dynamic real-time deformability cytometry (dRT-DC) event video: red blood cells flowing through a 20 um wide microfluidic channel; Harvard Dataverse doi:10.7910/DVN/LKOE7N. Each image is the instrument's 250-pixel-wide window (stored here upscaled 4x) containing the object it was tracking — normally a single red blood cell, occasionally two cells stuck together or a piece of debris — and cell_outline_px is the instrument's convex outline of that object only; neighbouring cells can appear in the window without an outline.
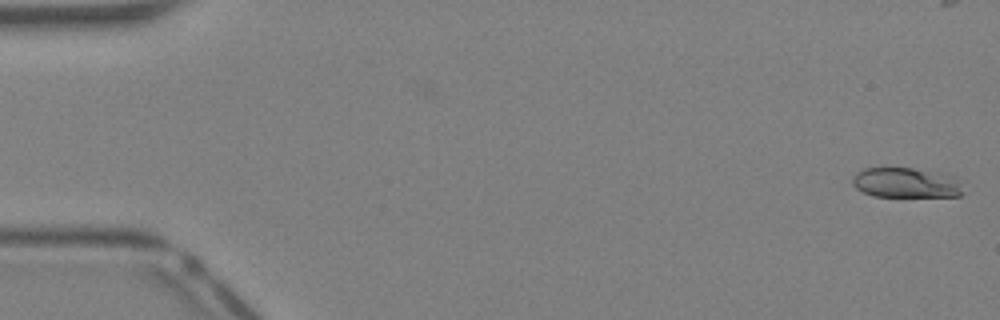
{"species": "Egyptian fruit bat (a non-hibernating species)", "species_latin": "Rousettus aegyptiacus", "temperature_condition": "warm", "stored_images_in_passage": 2, "camera_frame_rate_fps": 3000, "um_per_image_px": 0.085, "animal": {"sex": "female"}, "frame": {"image": 1, "passage_image": 2, "time_ms": 0.333, "image_size_px": [1000, 320], "cell_outline_px": [[964, 192], [960, 196], [872, 196], [856, 188], [852, 184], [852, 176], [856, 172], [864, 168], [912, 168], [952, 176], [960, 180]], "centroid_in_image_um": [76.99, 15.54], "position_along_channel_um": 8.0, "area_um2": 19.31}}